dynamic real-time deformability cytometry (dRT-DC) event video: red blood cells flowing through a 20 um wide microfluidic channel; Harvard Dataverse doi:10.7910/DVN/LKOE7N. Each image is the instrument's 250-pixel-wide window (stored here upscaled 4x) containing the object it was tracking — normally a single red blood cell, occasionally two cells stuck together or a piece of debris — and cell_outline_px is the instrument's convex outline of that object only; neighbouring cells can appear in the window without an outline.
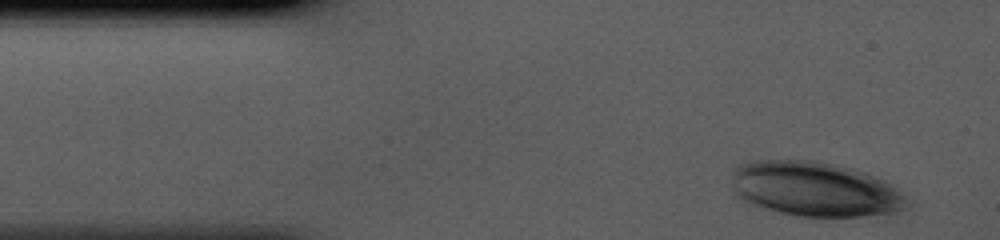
{"species": "human", "species_latin": "Homo sapiens", "temperature_condition": "cold", "stored_images_in_passage": 34, "camera_frame_rate_fps": 3000, "um_per_image_px": 0.085, "donor": {"sex": "male"}, "frame": {"image": 1, "passage_image": 1, "time_ms": 0.0, "image_size_px": [1000, 240], "cell_outline_px": [[912, 204], [896, 212], [864, 216], [796, 216], [764, 208], [752, 204], [736, 196], [732, 192], [732, 172], [740, 164], [752, 160], [812, 160], [836, 164], [852, 168], [864, 172], [884, 180], [892, 184]], "centroid_in_image_um": [69.26, 16.06], "position_along_channel_um": 15.7, "area_um2": 56.12}}
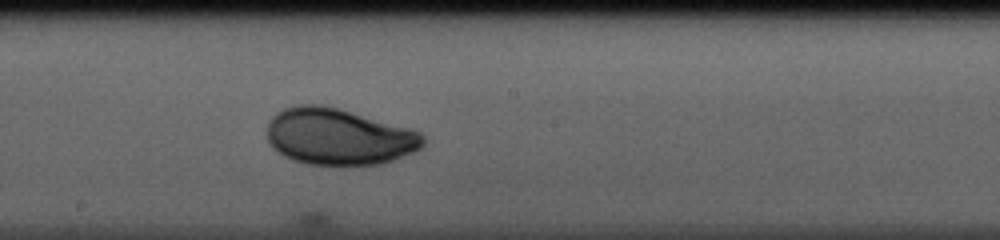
{"frame": {"image": 2, "passage_image": 20, "time_ms": 6.333, "image_size_px": [1000, 240], "cell_outline_px": [[424, 144], [416, 152], [384, 164], [348, 168], [308, 164], [292, 160], [284, 156], [272, 148], [268, 140], [268, 120], [276, 112], [284, 108], [300, 104], [320, 104], [336, 108], [412, 128], [420, 132], [424, 136]], "centroid_in_image_um": [28.82, 11.67], "position_along_channel_um": 219.4, "area_um2": 52.66}}
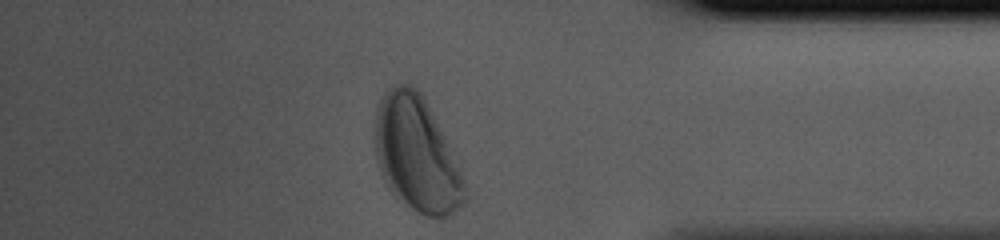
{"frame": {"image": 3, "passage_image": 34, "time_ms": 11.0, "image_size_px": [1000, 240], "cell_outline_px": [[468, 200], [456, 212], [440, 220], [424, 216], [416, 212], [392, 192], [388, 188], [380, 172], [376, 156], [376, 108], [384, 92], [392, 84], [412, 84], [424, 96], [464, 180], [468, 196]], "centroid_in_image_um": [35.41, 13.15], "position_along_channel_um": 399.8, "area_um2": 59.94}}